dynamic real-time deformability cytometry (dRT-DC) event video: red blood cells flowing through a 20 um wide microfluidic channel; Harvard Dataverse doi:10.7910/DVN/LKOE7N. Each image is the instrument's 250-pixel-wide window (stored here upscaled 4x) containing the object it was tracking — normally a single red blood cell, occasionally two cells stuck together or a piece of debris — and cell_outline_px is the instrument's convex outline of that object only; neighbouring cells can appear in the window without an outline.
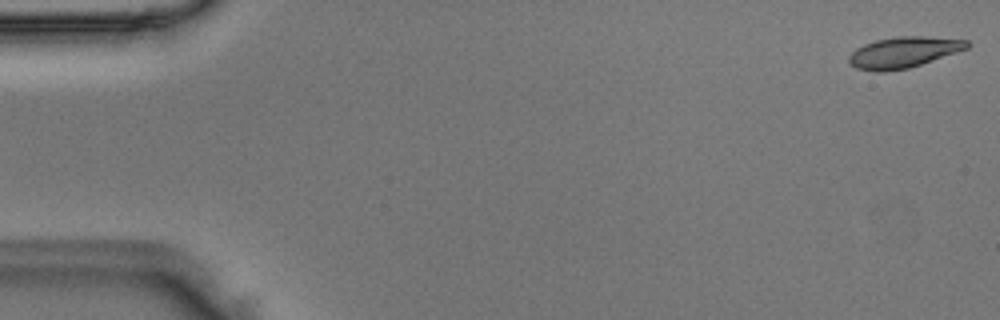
{"species": "Egyptian fruit bat (a non-hibernating species)", "species_latin": "Rousettus aegyptiacus", "temperature_condition": "room temperature", "stored_images_in_passage": 50, "camera_frame_rate_fps": 3000, "um_per_image_px": 0.085, "animal": {"sex": "male"}, "frame": {"image": 1, "passage_image": 1, "time_ms": 0.0, "image_size_px": [1000, 320], "cell_outline_px": [[968, 48], [908, 68], [884, 72], [876, 72], [856, 68], [848, 60], [848, 56], [856, 48], [864, 44], [876, 40], [896, 36], [924, 36], [968, 40]], "centroid_in_image_um": [76.76, 4.44], "position_along_channel_um": 8.2, "area_um2": 21.1}}
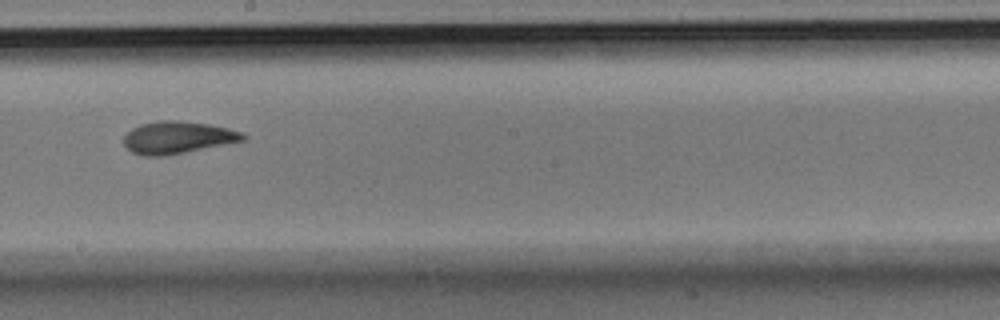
{"frame": {"image": 2, "passage_image": 28, "time_ms": 9.0, "image_size_px": [1000, 320], "cell_outline_px": [[248, 136], [244, 140], [168, 156], [144, 156], [132, 152], [124, 144], [124, 136], [132, 128], [140, 124], [164, 120], [180, 120], [208, 124], [228, 128], [244, 132]], "centroid_in_image_um": [15.11, 11.69], "position_along_channel_um": 233.1, "area_um2": 22.48}}
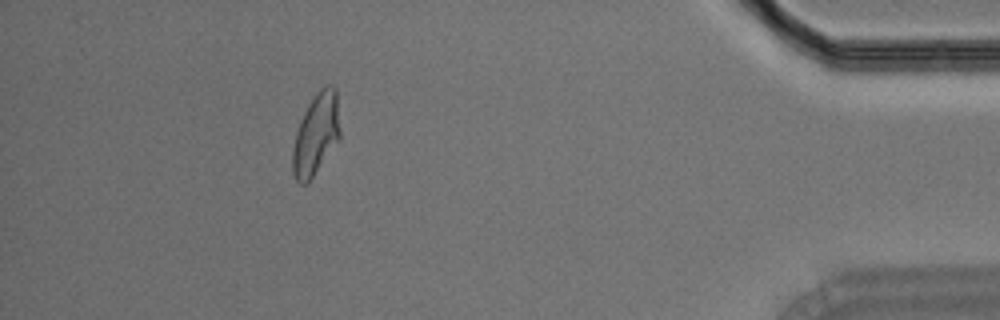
{"frame": {"image": 3, "passage_image": 45, "time_ms": 14.667, "image_size_px": [1000, 320], "cell_outline_px": [[340, 136], [312, 176], [304, 184], [300, 184], [296, 180], [292, 172], [292, 148], [296, 132], [300, 120], [308, 104], [316, 92], [320, 88], [328, 84], [332, 84], [336, 88], [340, 132]], "centroid_in_image_um": [26.84, 11.35], "position_along_channel_um": 408.4, "area_um2": 22.14}}